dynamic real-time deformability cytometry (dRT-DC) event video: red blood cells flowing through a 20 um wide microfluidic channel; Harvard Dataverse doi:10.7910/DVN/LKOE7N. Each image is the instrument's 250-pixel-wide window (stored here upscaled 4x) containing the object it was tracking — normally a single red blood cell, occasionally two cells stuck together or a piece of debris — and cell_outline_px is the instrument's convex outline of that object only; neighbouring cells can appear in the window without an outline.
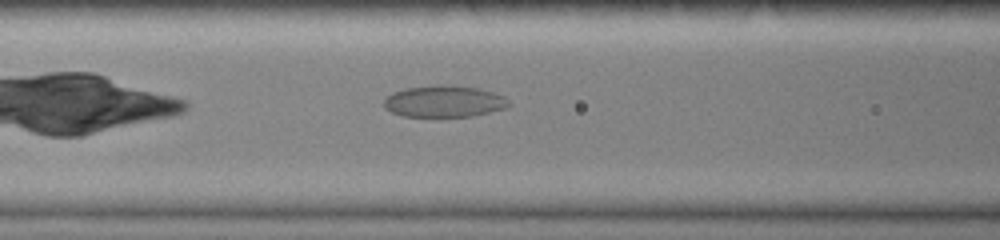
{"species": "common noctule bat (a hibernating species)", "species_latin": "Nyctalus noctula", "temperature_condition": "warm", "stored_images_in_passage": 32, "camera_frame_rate_fps": 3000, "um_per_image_px": 0.085, "animal": {"sex": "female", "body_mass_g": 19.0, "forearm_length_mm": 51.5}, "frame": {"image": 1, "passage_image": 9, "time_ms": 2.667, "image_size_px": [1000, 240], "cell_outline_px": [[512, 104], [508, 108], [472, 116], [404, 116], [392, 112], [384, 108], [384, 100], [392, 92], [404, 88], [436, 84], [452, 84], [480, 88], [504, 96]], "centroid_in_image_um": [37.78, 8.59], "position_along_channel_um": 128.8, "area_um2": 23.35}}
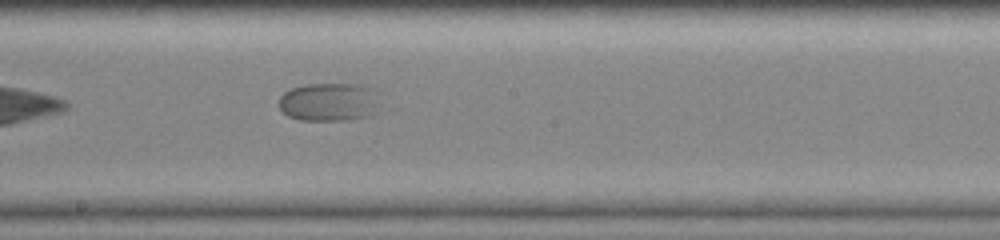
{"frame": {"image": 2, "passage_image": 16, "time_ms": 5.0, "image_size_px": [1000, 240], "cell_outline_px": [[384, 108], [380, 112], [372, 116], [348, 120], [300, 120], [288, 116], [280, 108], [280, 96], [284, 92], [292, 88], [304, 84], [360, 84], [376, 92]], "centroid_in_image_um": [28.08, 8.68], "position_along_channel_um": 220.1, "area_um2": 23.24}}
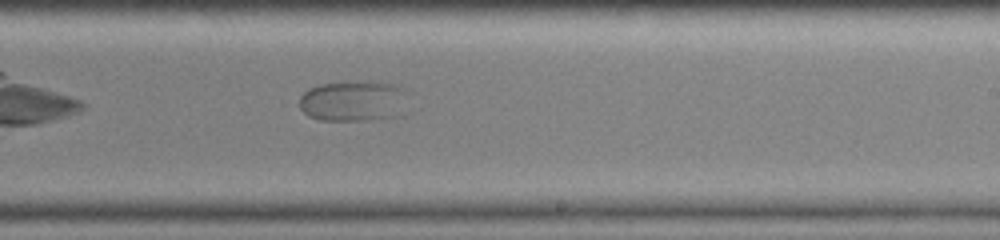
{"frame": {"image": 3, "passage_image": 19, "time_ms": 6.0, "image_size_px": [1000, 240], "cell_outline_px": [[412, 92], [400, 116], [364, 120], [320, 120], [308, 116], [300, 108], [300, 96], [308, 88], [320, 84], [368, 80], [372, 80], [396, 84]], "centroid_in_image_um": [30.13, 8.56], "position_along_channel_um": 258.9, "area_um2": 26.65}}